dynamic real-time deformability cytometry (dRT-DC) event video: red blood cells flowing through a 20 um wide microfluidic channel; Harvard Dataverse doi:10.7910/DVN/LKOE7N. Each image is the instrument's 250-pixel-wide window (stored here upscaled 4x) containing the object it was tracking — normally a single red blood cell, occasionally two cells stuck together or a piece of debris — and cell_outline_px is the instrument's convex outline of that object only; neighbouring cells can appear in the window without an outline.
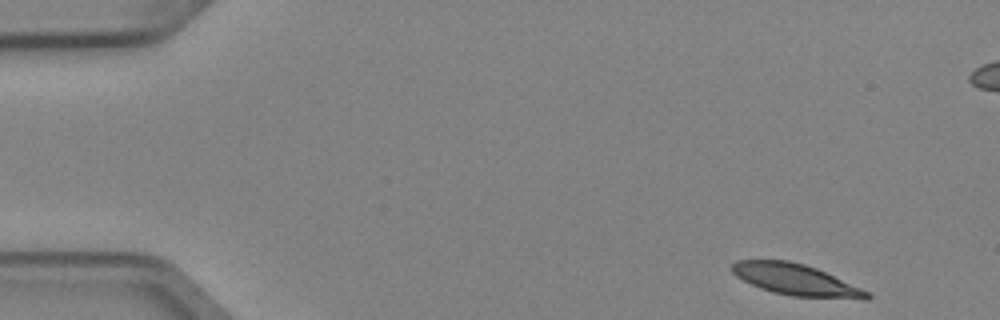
{"species": "Egyptian fruit bat (a non-hibernating species)", "species_latin": "Rousettus aegyptiacus", "temperature_condition": "cold", "stored_images_in_passage": 5, "camera_frame_rate_fps": 3000, "um_per_image_px": 0.085, "animal": {"sex": "female"}, "frame": {"image": 1, "passage_image": 1, "time_ms": 0.0, "image_size_px": [1000, 320], "cell_outline_px": [[872, 296], [868, 300], [864, 300], [792, 296], [772, 292], [760, 288], [736, 276], [732, 272], [732, 264], [736, 260], [788, 260], [804, 264], [816, 268], [872, 292]], "centroid_in_image_um": [67.73, 23.8], "position_along_channel_um": 17.3, "area_um2": 24.85}}